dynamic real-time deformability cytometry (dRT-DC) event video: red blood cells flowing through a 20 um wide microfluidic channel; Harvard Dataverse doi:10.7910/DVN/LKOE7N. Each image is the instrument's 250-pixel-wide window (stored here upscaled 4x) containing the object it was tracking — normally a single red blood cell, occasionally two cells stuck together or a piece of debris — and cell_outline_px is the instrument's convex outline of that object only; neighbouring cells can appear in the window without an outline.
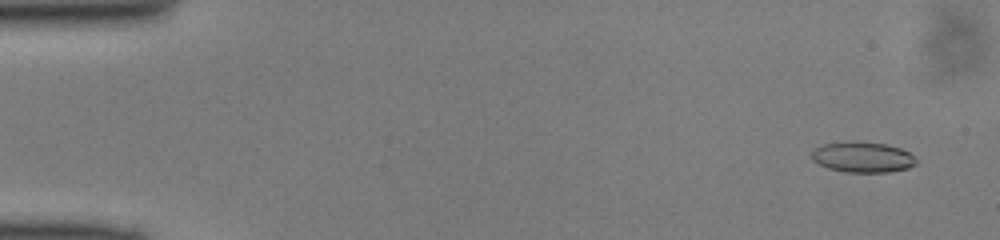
{"species": "common noctule bat (a hibernating species)", "species_latin": "Nyctalus noctula", "temperature_condition": "cold", "stored_images_in_passage": 49, "camera_frame_rate_fps": 3000, "um_per_image_px": 0.085, "animal": {"sex": "male", "body_mass_g": 13.0, "forearm_length_mm": 53.1}, "frame": {"image": 1, "passage_image": 3, "time_ms": 0.667, "image_size_px": [1000, 240], "cell_outline_px": [[916, 164], [908, 168], [888, 172], [844, 172], [828, 168], [812, 160], [812, 152], [816, 148], [824, 144], [852, 140], [856, 140], [884, 144], [900, 148], [908, 152], [916, 160]], "centroid_in_image_um": [73.31, 13.35], "position_along_channel_um": 11.7, "area_um2": 18.61}}
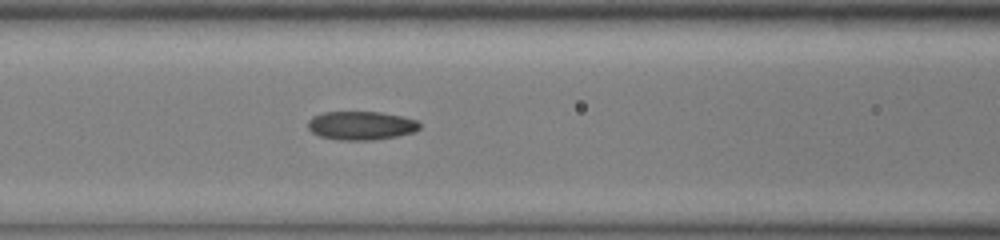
{"frame": {"image": 2, "passage_image": 21, "time_ms": 6.667, "image_size_px": [1000, 240], "cell_outline_px": [[420, 128], [412, 132], [396, 136], [372, 140], [340, 140], [320, 136], [312, 132], [308, 128], [308, 120], [312, 116], [324, 112], [380, 112], [404, 116], [416, 120], [420, 124]], "centroid_in_image_um": [30.68, 10.66], "position_along_channel_um": 135.9, "area_um2": 18.61}}
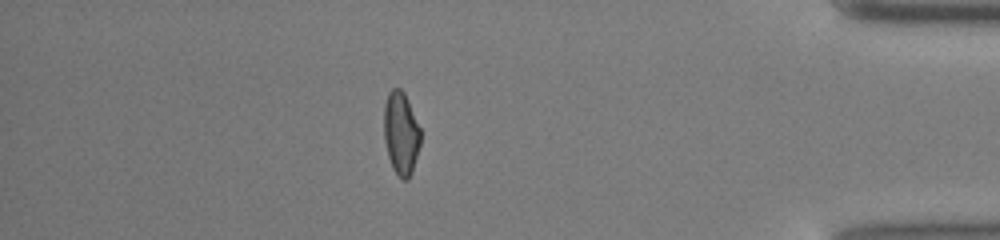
{"frame": {"image": 3, "passage_image": 43, "time_ms": 14.0, "image_size_px": [1000, 240], "cell_outline_px": [[420, 144], [412, 172], [408, 180], [400, 180], [392, 168], [388, 156], [384, 140], [384, 104], [388, 92], [392, 88], [400, 88], [404, 92], [420, 128]], "centroid_in_image_um": [34.07, 11.35], "position_along_channel_um": 401.1, "area_um2": 17.8}}